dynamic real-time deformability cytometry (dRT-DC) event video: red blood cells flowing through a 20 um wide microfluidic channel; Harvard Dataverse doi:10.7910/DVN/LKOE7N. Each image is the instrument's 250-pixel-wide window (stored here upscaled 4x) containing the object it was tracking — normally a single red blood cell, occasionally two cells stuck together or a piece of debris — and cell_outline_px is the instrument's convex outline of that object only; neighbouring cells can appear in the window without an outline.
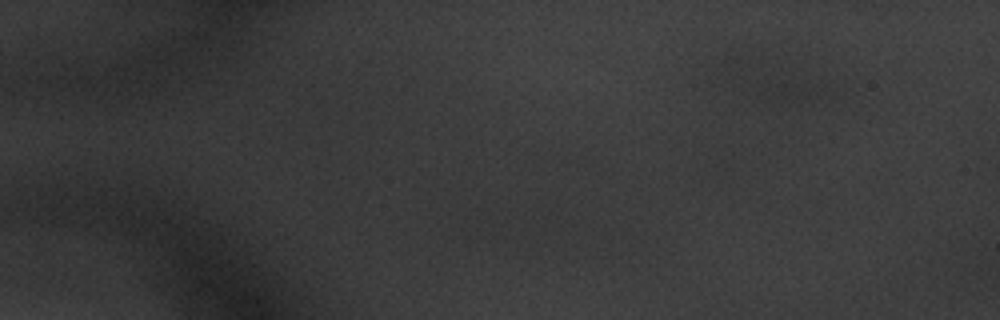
{"species": "common noctule bat (a hibernating species)", "species_latin": "Nyctalus noctula", "temperature_condition": "warm", "stored_images_in_passage": 8, "camera_frame_rate_fps": 3000, "um_per_image_px": 0.085, "animal": {"sex": "male", "body_mass_g": 20.1, "forearm_length_mm": 53.5}, "frame": {"image": 1, "passage_image": 2, "time_ms": 0.333, "image_size_px": [1000, 320], "cell_outline_px": [[836, 96], [812, 104], [768, 104], [756, 96], [728, 76], [724, 72], [724, 56], [732, 56], [808, 64], [832, 80]], "centroid_in_image_um": [66.29, 6.85], "position_along_channel_um": 18.7, "area_um2": 27.4}}